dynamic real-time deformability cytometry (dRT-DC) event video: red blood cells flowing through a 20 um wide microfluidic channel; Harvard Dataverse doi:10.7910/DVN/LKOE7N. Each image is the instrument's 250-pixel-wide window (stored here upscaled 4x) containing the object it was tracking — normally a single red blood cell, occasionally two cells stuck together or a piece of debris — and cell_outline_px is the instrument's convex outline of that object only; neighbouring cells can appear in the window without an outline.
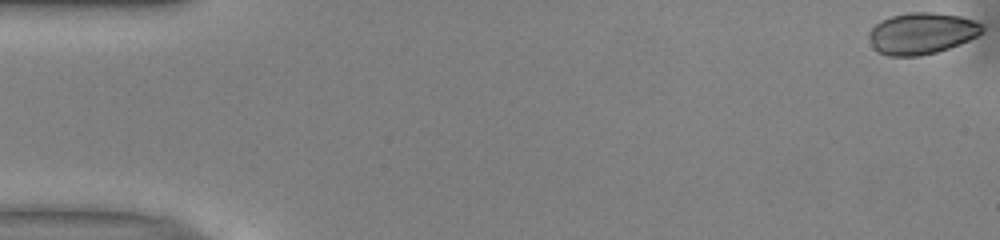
{"species": "common noctule bat (a hibernating species)", "species_latin": "Nyctalus noctula", "temperature_condition": "warm", "stored_images_in_passage": 40, "camera_frame_rate_fps": 3000, "um_per_image_px": 0.085, "animal": {"sex": "male", "body_mass_g": 13.0, "forearm_length_mm": 53.1}, "frame": {"image": 1, "passage_image": 1, "time_ms": 0.0, "image_size_px": [1000, 240], "cell_outline_px": [[984, 28], [976, 36], [960, 44], [936, 52], [920, 56], [888, 56], [876, 52], [872, 48], [868, 36], [868, 32], [880, 20], [892, 16], [908, 12], [932, 12], [960, 16], [972, 20], [980, 24]], "centroid_in_image_um": [78.28, 2.84], "position_along_channel_um": 6.7, "area_um2": 27.4}}
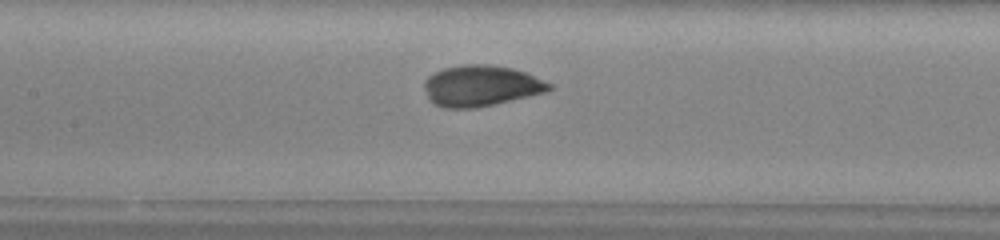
{"frame": {"image": 2, "passage_image": 24, "time_ms": 7.667, "image_size_px": [1000, 240], "cell_outline_px": [[552, 88], [544, 92], [528, 96], [476, 108], [444, 108], [432, 104], [424, 88], [424, 80], [428, 76], [444, 68], [464, 64], [484, 64], [512, 68], [524, 72], [552, 84]], "centroid_in_image_um": [40.83, 7.3], "position_along_channel_um": 166.6, "area_um2": 29.54}}
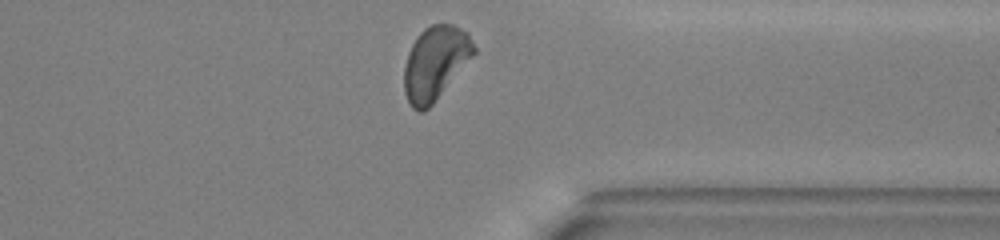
{"frame": {"image": 3, "passage_image": 40, "time_ms": 13.0, "image_size_px": [1000, 240], "cell_outline_px": [[476, 52], [432, 104], [424, 112], [420, 112], [412, 108], [404, 92], [404, 68], [408, 52], [412, 44], [420, 32], [424, 28], [432, 24], [452, 24], [468, 32], [476, 48]], "centroid_in_image_um": [36.99, 5.34], "position_along_channel_um": 374.4, "area_um2": 29.71}, "authors_computed_cell_mechanics": {"area_um2": 28.9, "velocity_mm_per_s": 4.009, "shape_relaxation_time_tau1_ms": 3.4137, "shape_relaxation_time_tau2_ms": 0.7493, "deformation_change_tau1": 0.1697, "deformation_change_tau2": 0.0406}}